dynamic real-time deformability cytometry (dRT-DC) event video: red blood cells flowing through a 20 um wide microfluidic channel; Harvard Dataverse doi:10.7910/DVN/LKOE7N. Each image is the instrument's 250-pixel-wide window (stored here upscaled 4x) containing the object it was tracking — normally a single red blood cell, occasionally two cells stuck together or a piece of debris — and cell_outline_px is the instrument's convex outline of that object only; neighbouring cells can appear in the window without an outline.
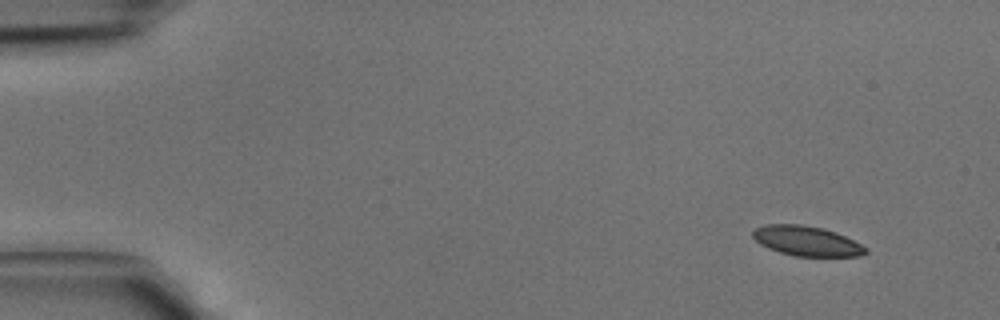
{"species": "common noctule bat (a hibernating species)", "species_latin": "Nyctalus noctula", "temperature_condition": "cold", "stored_images_in_passage": 4, "camera_frame_rate_fps": 3000, "um_per_image_px": 0.085, "animal": {"sex": "male", "body_mass_g": 15.6}, "frame": {"image": 1, "passage_image": 1, "time_ms": 0.0, "image_size_px": [1000, 320], "cell_outline_px": [[868, 252], [860, 256], [792, 256], [768, 248], [760, 244], [752, 236], [752, 232], [756, 228], [764, 224], [800, 224], [824, 228], [836, 232], [868, 248]], "centroid_in_image_um": [68.56, 20.48], "position_along_channel_um": 16.4, "area_um2": 19.65}}